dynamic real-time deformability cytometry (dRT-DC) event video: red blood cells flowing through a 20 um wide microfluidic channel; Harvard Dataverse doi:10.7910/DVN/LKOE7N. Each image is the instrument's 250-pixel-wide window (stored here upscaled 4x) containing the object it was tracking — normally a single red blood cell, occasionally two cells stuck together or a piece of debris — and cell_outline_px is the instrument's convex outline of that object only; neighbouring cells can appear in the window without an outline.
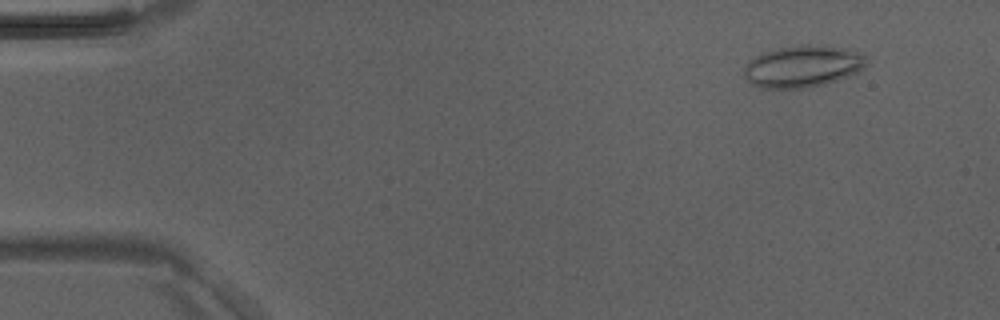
{"species": "Egyptian fruit bat (a non-hibernating species)", "species_latin": "Rousettus aegyptiacus", "temperature_condition": "room temperature", "stored_images_in_passage": 5, "camera_frame_rate_fps": 3000, "um_per_image_px": 0.085, "animal": {"sex": "male"}, "frame": {"image": 1, "passage_image": 2, "time_ms": 0.333, "image_size_px": [1000, 320], "cell_outline_px": [[868, 64], [860, 72], [824, 84], [808, 88], [760, 88], [752, 84], [744, 76], [744, 68], [756, 56], [764, 52], [776, 48], [804, 44], [820, 44], [864, 52], [868, 60]], "centroid_in_image_um": [68.3, 5.63], "position_along_channel_um": 16.7, "area_um2": 30.17}}